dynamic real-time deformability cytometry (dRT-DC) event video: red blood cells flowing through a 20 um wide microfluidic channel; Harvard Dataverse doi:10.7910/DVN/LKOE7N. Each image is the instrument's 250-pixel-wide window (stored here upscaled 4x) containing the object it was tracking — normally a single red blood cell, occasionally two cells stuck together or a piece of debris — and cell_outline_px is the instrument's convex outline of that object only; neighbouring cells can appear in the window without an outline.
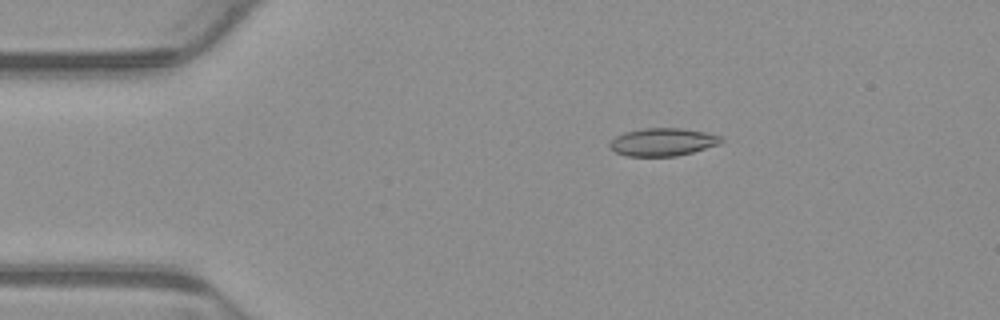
{"species": "common noctule bat (a hibernating species)", "species_latin": "Nyctalus noctula", "temperature_condition": "warm", "stored_images_in_passage": 6, "camera_frame_rate_fps": 3000, "um_per_image_px": 0.085, "animal": {"sex": "male", "body_mass_g": 23.1, "forearm_length_mm": 52.7}, "frame": {"image": 1, "passage_image": 2, "time_ms": 0.333, "image_size_px": [1000, 320], "cell_outline_px": [[724, 140], [720, 144], [692, 152], [676, 156], [628, 156], [616, 152], [608, 144], [616, 136], [624, 132], [644, 128], [680, 128], [704, 132], [720, 136]], "centroid_in_image_um": [56.34, 12.07], "position_along_channel_um": 28.7, "area_um2": 17.92}}
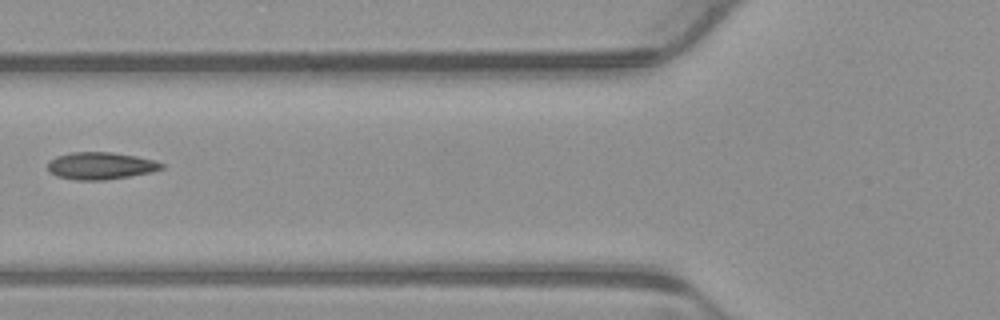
{"frame": {"image": 2, "passage_image": 5, "time_ms": 1.333, "image_size_px": [1000, 320], "cell_outline_px": [[164, 168], [152, 172], [104, 180], [76, 180], [56, 176], [48, 172], [48, 160], [56, 156], [72, 152], [112, 152], [136, 156], [152, 160], [164, 164]], "centroid_in_image_um": [8.51, 14.09], "position_along_channel_um": 117.3, "area_um2": 18.09}}
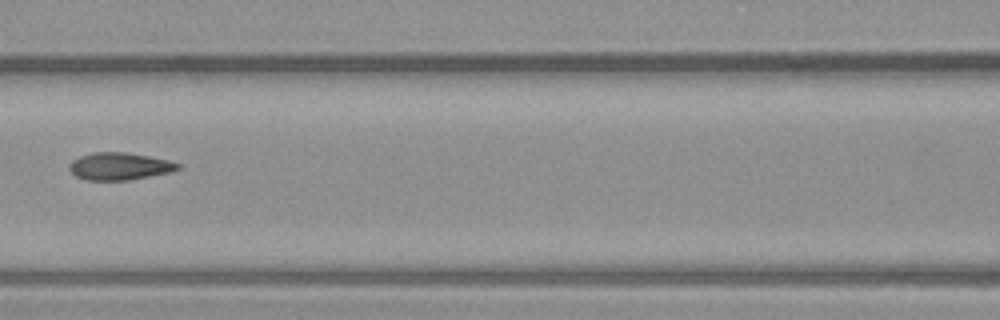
{"frame": {"image": 3, "passage_image": 6, "time_ms": 1.667, "image_size_px": [1000, 320], "cell_outline_px": [[180, 168], [172, 172], [128, 180], [84, 180], [76, 176], [68, 168], [68, 164], [72, 160], [80, 156], [92, 152], [124, 152], [148, 156], [168, 160], [180, 164]], "centroid_in_image_um": [10.13, 14.13], "position_along_channel_um": 156.5, "area_um2": 17.34}}